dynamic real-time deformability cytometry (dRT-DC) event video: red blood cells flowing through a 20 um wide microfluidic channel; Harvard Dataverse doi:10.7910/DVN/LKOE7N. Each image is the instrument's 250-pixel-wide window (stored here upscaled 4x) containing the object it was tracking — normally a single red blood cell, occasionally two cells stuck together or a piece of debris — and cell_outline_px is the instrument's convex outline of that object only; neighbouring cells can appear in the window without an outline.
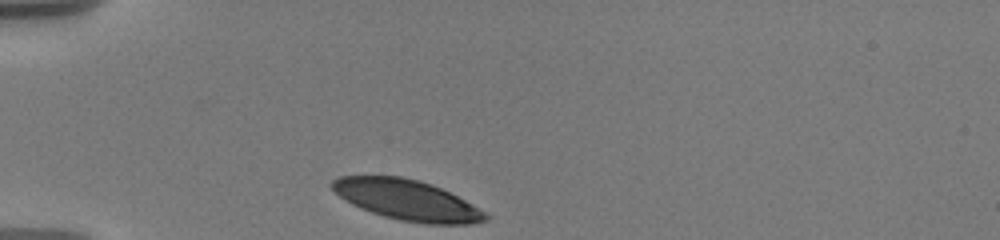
{"species": "human", "species_latin": "Homo sapiens", "temperature_condition": "warm", "stored_images_in_passage": 32, "camera_frame_rate_fps": 3000, "um_per_image_px": 0.085, "donor": {"sex": "male"}, "frame": {"image": 1, "passage_image": 1, "time_ms": 0.0, "image_size_px": [1000, 240], "cell_outline_px": [[488, 220], [468, 224], [424, 224], [400, 220], [384, 216], [360, 208], [352, 204], [340, 196], [332, 188], [332, 180], [340, 176], [400, 176], [420, 180], [432, 184], [472, 204], [484, 212], [488, 216]], "centroid_in_image_um": [34.59, 17.0], "position_along_channel_um": 50.4, "area_um2": 35.72}}
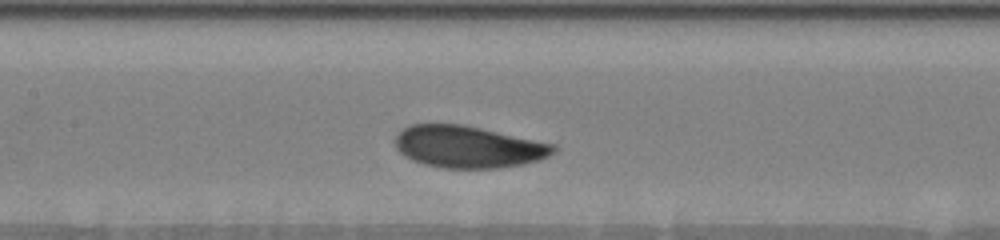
{"frame": {"image": 2, "passage_image": 16, "time_ms": 4.0, "image_size_px": [1000, 240], "cell_outline_px": [[556, 152], [540, 160], [524, 164], [500, 168], [444, 168], [424, 164], [412, 160], [404, 156], [396, 148], [396, 136], [404, 128], [412, 124], [464, 124], [556, 144]], "centroid_in_image_um": [39.84, 12.48], "position_along_channel_um": 167.6, "area_um2": 38.9}}
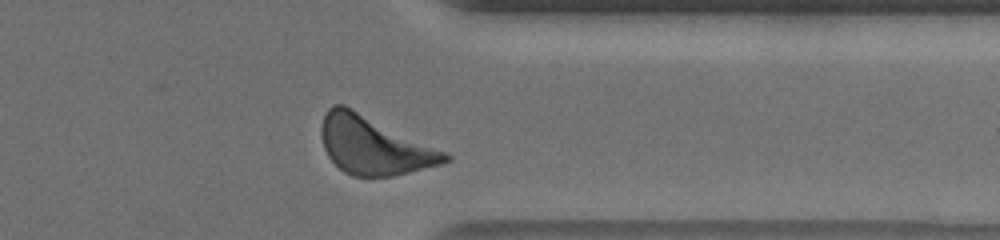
{"frame": {"image": 3, "passage_image": 29, "time_ms": 10.0, "image_size_px": [1000, 240], "cell_outline_px": [[452, 160], [444, 164], [392, 176], [352, 176], [344, 172], [328, 156], [324, 148], [320, 136], [320, 128], [324, 116], [328, 108], [332, 104], [344, 104], [448, 152], [452, 156]], "centroid_in_image_um": [31.81, 12.35], "position_along_channel_um": 379.6, "area_um2": 42.14}, "authors_computed_cell_mechanics": {"area_um2": 39.0439, "velocity_mm_per_s": 3.5569, "shape_relaxation_time_tau1_ms": 1.8237, "shape_relaxation_time_tau2_ms": 6.9503, "deformation_change_tau1": 0.1027, "deformation_change_tau2": 0.1706}}